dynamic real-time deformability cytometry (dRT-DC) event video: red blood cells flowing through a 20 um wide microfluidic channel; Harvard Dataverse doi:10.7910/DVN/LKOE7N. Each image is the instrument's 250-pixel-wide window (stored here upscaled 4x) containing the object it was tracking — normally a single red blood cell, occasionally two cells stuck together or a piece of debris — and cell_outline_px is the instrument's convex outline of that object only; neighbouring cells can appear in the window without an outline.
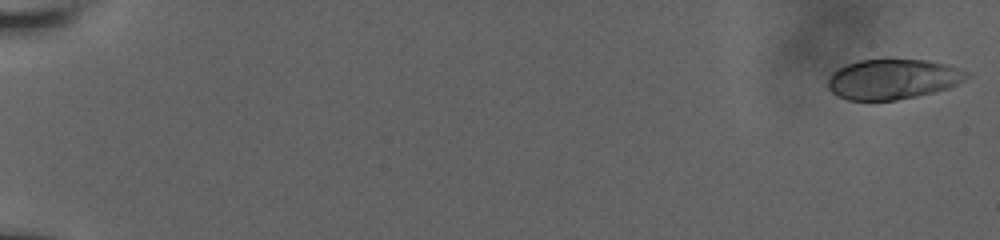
{"species": "human", "species_latin": "Homo sapiens", "temperature_condition": "room temperature", "stored_images_in_passage": 43, "camera_frame_rate_fps": 3000, "um_per_image_px": 0.085, "donor": {"sex": "male"}, "frame": {"image": 1, "passage_image": 1, "time_ms": 0.0, "image_size_px": [1000, 240], "cell_outline_px": [[972, 76], [948, 88], [916, 96], [896, 100], [848, 100], [832, 92], [828, 88], [828, 80], [832, 72], [848, 64], [860, 60], [884, 56], [888, 56], [928, 60], [944, 64], [968, 72]], "centroid_in_image_um": [75.89, 6.68], "position_along_channel_um": 9.1, "area_um2": 33.06}}
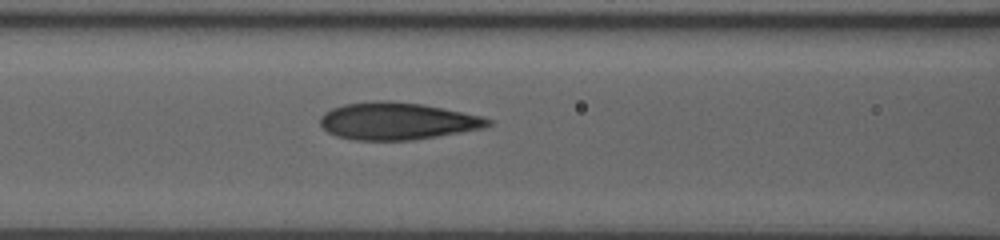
{"frame": {"image": 2, "passage_image": 34, "time_ms": 8.667, "image_size_px": [1000, 240], "cell_outline_px": [[492, 124], [484, 128], [412, 140], [356, 140], [336, 136], [328, 132], [320, 124], [320, 116], [324, 112], [332, 108], [344, 104], [380, 100], [384, 100], [420, 104], [484, 116], [492, 120]], "centroid_in_image_um": [33.76, 10.29], "position_along_channel_um": 132.8, "area_um2": 36.24}}
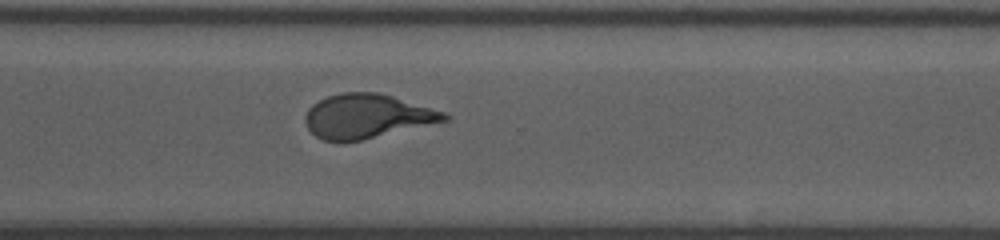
{"frame": {"image": 3, "passage_image": 43, "time_ms": 14.0, "image_size_px": [1000, 240], "cell_outline_px": [[452, 116], [448, 120], [360, 140], [324, 140], [316, 136], [308, 128], [304, 120], [304, 116], [308, 108], [312, 104], [328, 96], [344, 92], [376, 92], [392, 96], [444, 112]], "centroid_in_image_um": [31.17, 9.86], "position_along_channel_um": 339.4, "area_um2": 35.14}}